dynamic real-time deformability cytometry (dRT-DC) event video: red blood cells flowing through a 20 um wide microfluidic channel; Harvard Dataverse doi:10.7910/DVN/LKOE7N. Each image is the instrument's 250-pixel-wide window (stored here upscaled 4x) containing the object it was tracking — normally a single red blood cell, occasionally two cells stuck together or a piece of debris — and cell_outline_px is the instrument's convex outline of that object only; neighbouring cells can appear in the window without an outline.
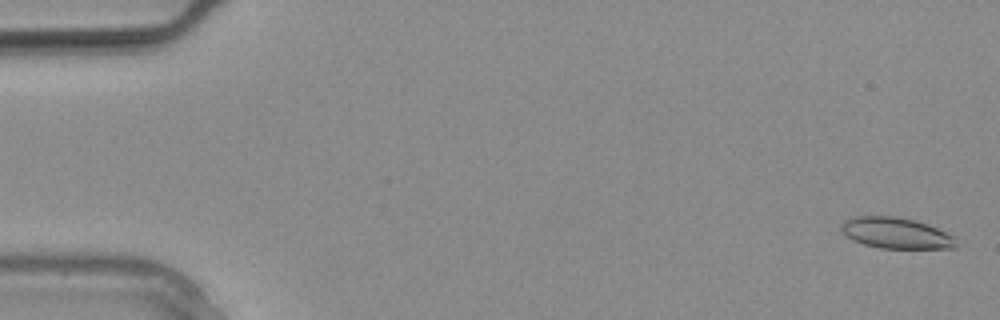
{"species": "common noctule bat (a hibernating species)", "species_latin": "Nyctalus noctula", "temperature_condition": "warm", "stored_images_in_passage": 30, "camera_frame_rate_fps": 3000, "um_per_image_px": 0.085, "animal": {"sex": "male", "body_mass_g": 20.4}, "frame": {"image": 1, "passage_image": 1, "time_ms": 0.0, "image_size_px": [1000, 320], "cell_outline_px": [[956, 248], [880, 248], [864, 244], [852, 240], [840, 232], [840, 224], [844, 220], [856, 216], [896, 216], [916, 220], [928, 224], [956, 236]], "centroid_in_image_um": [76.15, 19.8], "position_along_channel_um": 8.9, "area_um2": 21.04}}
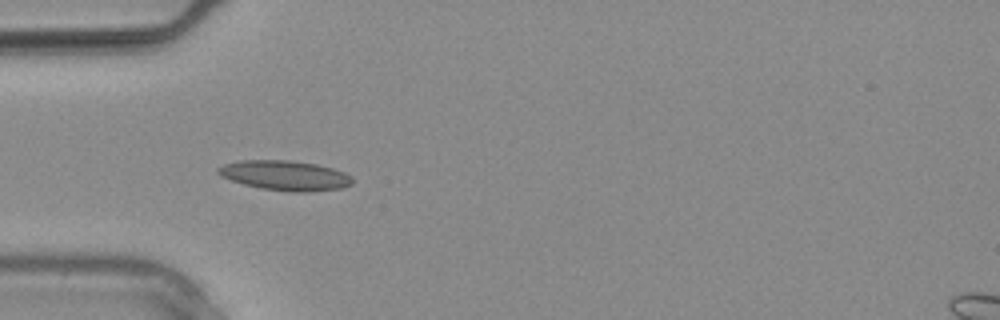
{"frame": {"image": 2, "passage_image": 9, "time_ms": 2.667, "image_size_px": [1000, 320], "cell_outline_px": [[352, 184], [344, 188], [308, 192], [292, 192], [260, 188], [244, 184], [220, 176], [216, 172], [216, 168], [224, 164], [240, 160], [292, 160], [316, 164], [332, 168], [344, 172], [352, 176]], "centroid_in_image_um": [24.23, 14.91], "position_along_channel_um": 60.8, "area_um2": 23.52}}